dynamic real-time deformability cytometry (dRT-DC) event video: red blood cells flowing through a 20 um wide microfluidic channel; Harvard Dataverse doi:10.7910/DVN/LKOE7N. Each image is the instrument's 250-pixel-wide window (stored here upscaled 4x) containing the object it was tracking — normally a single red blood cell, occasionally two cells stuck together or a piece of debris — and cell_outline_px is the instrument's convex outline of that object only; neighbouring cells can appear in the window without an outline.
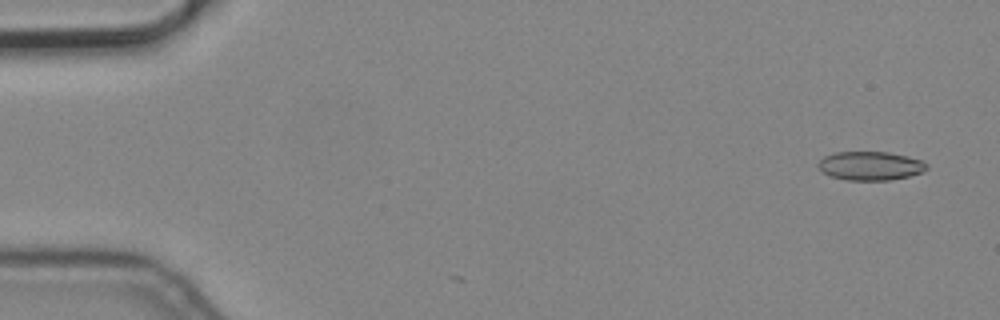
{"species": "common noctule bat (a hibernating species)", "species_latin": "Nyctalus noctula", "temperature_condition": "cold", "stored_images_in_passage": 5, "camera_frame_rate_fps": 3000, "um_per_image_px": 0.085, "animal": {"sex": "male", "body_mass_g": 19.2, "forearm_length_mm": 51.8}, "frame": {"image": 1, "passage_image": 1, "time_ms": 0.0, "image_size_px": [1000, 320], "cell_outline_px": [[928, 168], [924, 172], [892, 180], [844, 180], [828, 176], [816, 164], [824, 156], [836, 152], [888, 152], [908, 156], [924, 160], [928, 164]], "centroid_in_image_um": [74.01, 14.1], "position_along_channel_um": 11.0, "area_um2": 18.44}}
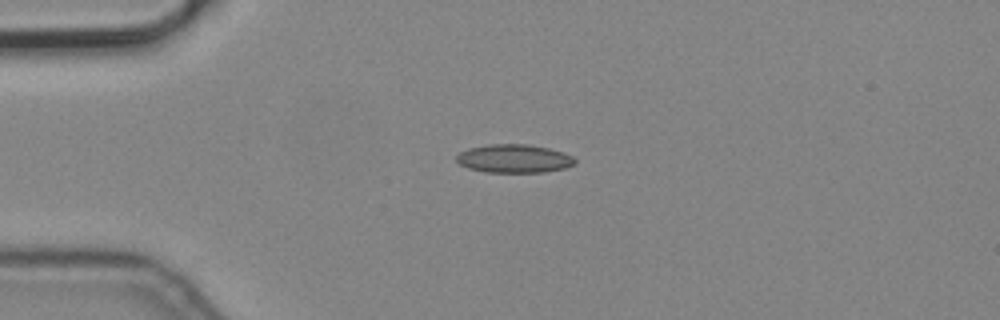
{"frame": {"image": 2, "passage_image": 4, "time_ms": 1.0, "image_size_px": [1000, 320], "cell_outline_px": [[576, 164], [564, 168], [544, 172], [484, 172], [468, 168], [460, 164], [456, 160], [456, 156], [460, 152], [468, 148], [488, 144], [528, 144], [548, 148], [564, 152], [572, 156], [576, 160]], "centroid_in_image_um": [43.7, 13.48], "position_along_channel_um": 41.3, "area_um2": 19.71}}